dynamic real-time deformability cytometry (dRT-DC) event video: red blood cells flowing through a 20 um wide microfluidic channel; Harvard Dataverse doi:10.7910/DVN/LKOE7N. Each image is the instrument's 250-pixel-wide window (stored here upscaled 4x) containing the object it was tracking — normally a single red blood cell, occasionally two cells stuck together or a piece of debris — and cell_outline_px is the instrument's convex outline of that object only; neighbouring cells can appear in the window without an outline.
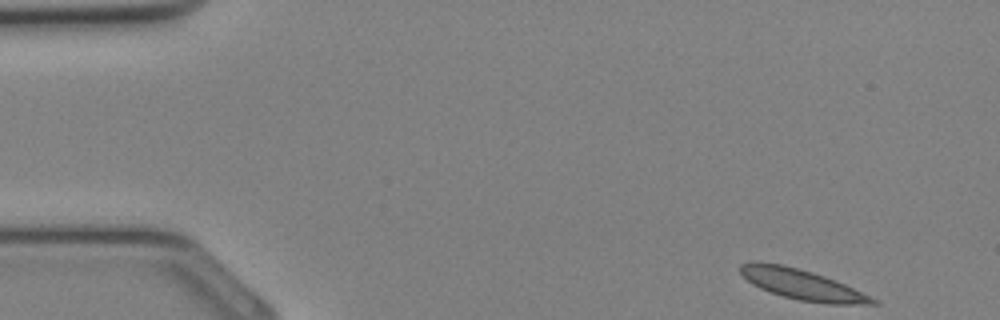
{"species": "Egyptian fruit bat (a non-hibernating species)", "species_latin": "Rousettus aegyptiacus", "temperature_condition": "cold", "stored_images_in_passage": 33, "camera_frame_rate_fps": 3000, "um_per_image_px": 0.085, "animal": {"sex": "female"}, "frame": {"image": 1, "passage_image": 1, "time_ms": 0.0, "image_size_px": [1000, 320], "cell_outline_px": [[880, 304], [828, 304], [800, 300], [784, 296], [760, 288], [752, 284], [740, 272], [740, 264], [752, 260], [756, 260], [784, 264], [812, 272], [836, 280], [876, 300]], "centroid_in_image_um": [68.1, 24.15], "position_along_channel_um": 16.9, "area_um2": 23.18}}
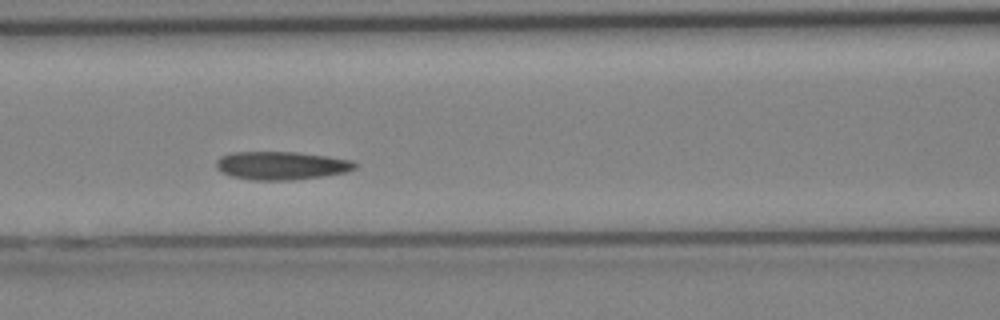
{"frame": {"image": 2, "passage_image": 13, "time_ms": 4.0, "image_size_px": [1000, 320], "cell_outline_px": [[356, 168], [348, 172], [324, 176], [292, 180], [252, 180], [232, 176], [216, 168], [216, 160], [220, 156], [232, 152], [296, 152], [352, 160], [356, 164]], "centroid_in_image_um": [23.92, 14.07], "position_along_channel_um": 142.7, "area_um2": 22.77}}
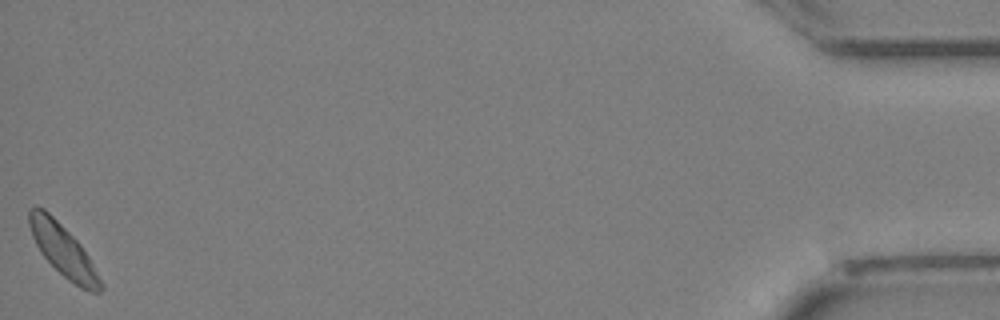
{"frame": {"image": 3, "passage_image": 33, "time_ms": 10.667, "image_size_px": [1000, 320], "cell_outline_px": [[104, 288], [100, 292], [92, 292], [80, 288], [68, 280], [40, 252], [32, 236], [28, 224], [28, 208], [32, 204], [36, 204], [44, 208], [80, 244], [88, 256], [104, 284]], "centroid_in_image_um": [5.34, 21.26], "position_along_channel_um": 429.9, "area_um2": 21.39}}